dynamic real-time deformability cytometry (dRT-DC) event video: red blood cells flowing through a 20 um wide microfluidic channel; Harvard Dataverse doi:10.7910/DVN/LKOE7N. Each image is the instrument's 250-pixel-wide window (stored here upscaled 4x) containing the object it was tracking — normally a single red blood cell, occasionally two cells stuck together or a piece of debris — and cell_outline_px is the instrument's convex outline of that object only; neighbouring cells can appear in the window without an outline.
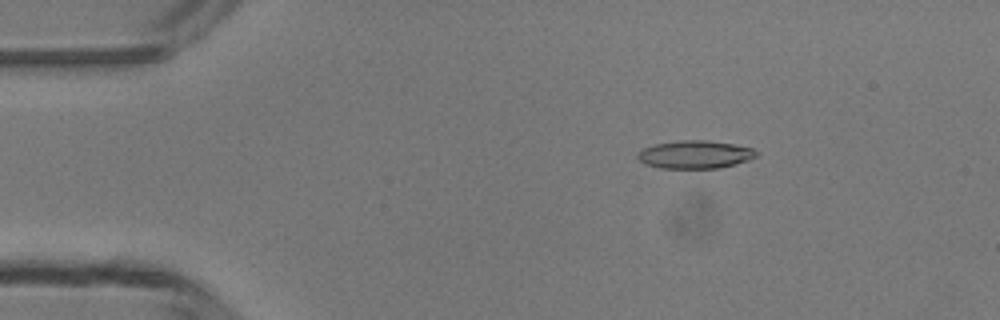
{"species": "common noctule bat (a hibernating species)", "species_latin": "Nyctalus noctula", "temperature_condition": "room temperature", "stored_images_in_passage": 5, "camera_frame_rate_fps": 3000, "um_per_image_px": 0.085, "animal": {"sex": "male", "body_mass_g": 13.3}, "frame": {"image": 1, "passage_image": 1, "time_ms": 0.0, "image_size_px": [1000, 320], "cell_outline_px": [[756, 156], [748, 160], [736, 164], [720, 168], [660, 168], [644, 164], [636, 156], [636, 152], [644, 148], [656, 144], [680, 140], [708, 140], [732, 144], [752, 148], [756, 152]], "centroid_in_image_um": [59.04, 13.14], "position_along_channel_um": 26.0, "area_um2": 19.31}}
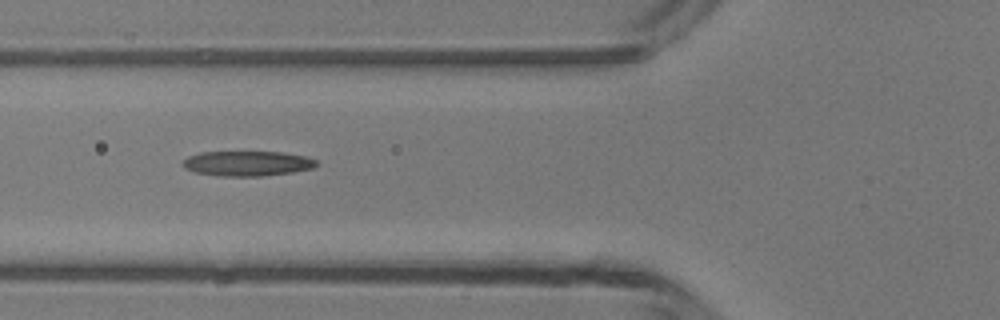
{"frame": {"image": 2, "passage_image": 4, "time_ms": 3.333, "image_size_px": [1000, 320], "cell_outline_px": [[320, 164], [312, 168], [292, 172], [260, 176], [220, 176], [196, 172], [184, 168], [180, 164], [188, 156], [200, 152], [284, 152], [304, 156], [316, 160]], "centroid_in_image_um": [21.01, 13.89], "position_along_channel_um": 104.8, "area_um2": 19.48}}
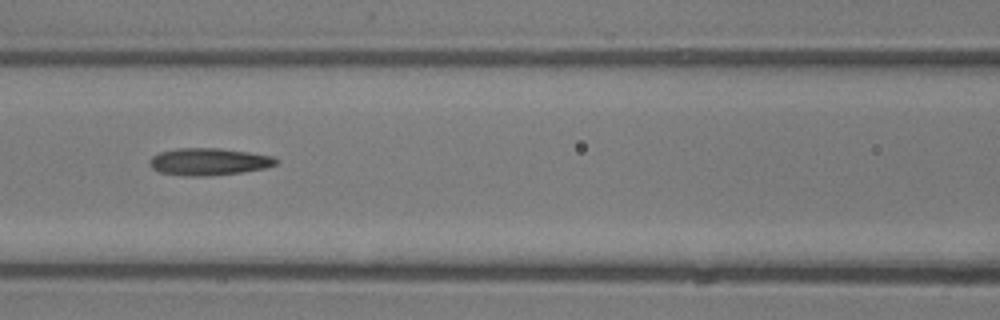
{"frame": {"image": 3, "passage_image": 5, "time_ms": 4.333, "image_size_px": [1000, 320], "cell_outline_px": [[276, 164], [268, 168], [240, 172], [208, 176], [184, 176], [160, 172], [152, 168], [148, 164], [148, 160], [152, 156], [160, 152], [176, 148], [220, 148], [248, 152], [272, 156], [276, 160]], "centroid_in_image_um": [17.7, 13.74], "position_along_channel_um": 148.9, "area_um2": 20.06}}